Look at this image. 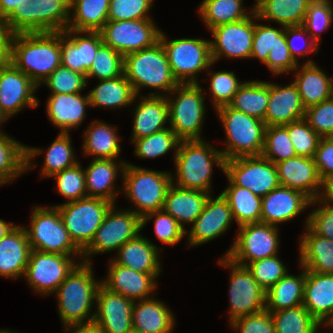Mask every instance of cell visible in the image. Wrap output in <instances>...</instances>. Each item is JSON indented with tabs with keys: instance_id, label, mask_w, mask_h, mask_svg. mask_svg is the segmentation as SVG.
<instances>
[{
	"instance_id": "3",
	"label": "cell",
	"mask_w": 333,
	"mask_h": 333,
	"mask_svg": "<svg viewBox=\"0 0 333 333\" xmlns=\"http://www.w3.org/2000/svg\"><path fill=\"white\" fill-rule=\"evenodd\" d=\"M224 162L222 152L204 139L180 141L172 183L181 188L211 193L213 166L215 164L224 170Z\"/></svg>"
},
{
	"instance_id": "70",
	"label": "cell",
	"mask_w": 333,
	"mask_h": 333,
	"mask_svg": "<svg viewBox=\"0 0 333 333\" xmlns=\"http://www.w3.org/2000/svg\"><path fill=\"white\" fill-rule=\"evenodd\" d=\"M15 226L14 222L7 223L0 219V239L5 237Z\"/></svg>"
},
{
	"instance_id": "61",
	"label": "cell",
	"mask_w": 333,
	"mask_h": 333,
	"mask_svg": "<svg viewBox=\"0 0 333 333\" xmlns=\"http://www.w3.org/2000/svg\"><path fill=\"white\" fill-rule=\"evenodd\" d=\"M315 204L320 205L309 213L305 226L307 225L315 234L333 240V205L322 197L312 200L310 206Z\"/></svg>"
},
{
	"instance_id": "65",
	"label": "cell",
	"mask_w": 333,
	"mask_h": 333,
	"mask_svg": "<svg viewBox=\"0 0 333 333\" xmlns=\"http://www.w3.org/2000/svg\"><path fill=\"white\" fill-rule=\"evenodd\" d=\"M313 159L323 182L333 179V137L320 139Z\"/></svg>"
},
{
	"instance_id": "63",
	"label": "cell",
	"mask_w": 333,
	"mask_h": 333,
	"mask_svg": "<svg viewBox=\"0 0 333 333\" xmlns=\"http://www.w3.org/2000/svg\"><path fill=\"white\" fill-rule=\"evenodd\" d=\"M230 327L239 333H276L271 312L266 309L237 318L230 323Z\"/></svg>"
},
{
	"instance_id": "35",
	"label": "cell",
	"mask_w": 333,
	"mask_h": 333,
	"mask_svg": "<svg viewBox=\"0 0 333 333\" xmlns=\"http://www.w3.org/2000/svg\"><path fill=\"white\" fill-rule=\"evenodd\" d=\"M210 193L196 189H185L174 185L168 188L163 210L170 214L184 229L193 224L202 213Z\"/></svg>"
},
{
	"instance_id": "27",
	"label": "cell",
	"mask_w": 333,
	"mask_h": 333,
	"mask_svg": "<svg viewBox=\"0 0 333 333\" xmlns=\"http://www.w3.org/2000/svg\"><path fill=\"white\" fill-rule=\"evenodd\" d=\"M302 305L321 325H333V274L305 269Z\"/></svg>"
},
{
	"instance_id": "14",
	"label": "cell",
	"mask_w": 333,
	"mask_h": 333,
	"mask_svg": "<svg viewBox=\"0 0 333 333\" xmlns=\"http://www.w3.org/2000/svg\"><path fill=\"white\" fill-rule=\"evenodd\" d=\"M218 263L230 270L229 322L266 309V290L253 278L246 266L224 256Z\"/></svg>"
},
{
	"instance_id": "8",
	"label": "cell",
	"mask_w": 333,
	"mask_h": 333,
	"mask_svg": "<svg viewBox=\"0 0 333 333\" xmlns=\"http://www.w3.org/2000/svg\"><path fill=\"white\" fill-rule=\"evenodd\" d=\"M70 0H29L4 20L15 34L63 32L69 22Z\"/></svg>"
},
{
	"instance_id": "67",
	"label": "cell",
	"mask_w": 333,
	"mask_h": 333,
	"mask_svg": "<svg viewBox=\"0 0 333 333\" xmlns=\"http://www.w3.org/2000/svg\"><path fill=\"white\" fill-rule=\"evenodd\" d=\"M64 328L65 333H103L94 322L88 324H73L64 326Z\"/></svg>"
},
{
	"instance_id": "6",
	"label": "cell",
	"mask_w": 333,
	"mask_h": 333,
	"mask_svg": "<svg viewBox=\"0 0 333 333\" xmlns=\"http://www.w3.org/2000/svg\"><path fill=\"white\" fill-rule=\"evenodd\" d=\"M172 173L149 170L126 163L123 172V193L134 204L132 210L141 218L147 213L163 209Z\"/></svg>"
},
{
	"instance_id": "48",
	"label": "cell",
	"mask_w": 333,
	"mask_h": 333,
	"mask_svg": "<svg viewBox=\"0 0 333 333\" xmlns=\"http://www.w3.org/2000/svg\"><path fill=\"white\" fill-rule=\"evenodd\" d=\"M180 139L176 136L173 130L168 127L152 135L134 139L132 143L135 145V151L137 158L141 159H153L167 154L169 151L174 150V161Z\"/></svg>"
},
{
	"instance_id": "10",
	"label": "cell",
	"mask_w": 333,
	"mask_h": 333,
	"mask_svg": "<svg viewBox=\"0 0 333 333\" xmlns=\"http://www.w3.org/2000/svg\"><path fill=\"white\" fill-rule=\"evenodd\" d=\"M161 31L162 43L170 64L171 72L179 84L199 83L197 74L212 67L210 40L180 38L168 40Z\"/></svg>"
},
{
	"instance_id": "18",
	"label": "cell",
	"mask_w": 333,
	"mask_h": 333,
	"mask_svg": "<svg viewBox=\"0 0 333 333\" xmlns=\"http://www.w3.org/2000/svg\"><path fill=\"white\" fill-rule=\"evenodd\" d=\"M254 30L255 11L243 20L212 28L210 31L213 40H210V48L213 63L215 64L222 57L227 59L250 58Z\"/></svg>"
},
{
	"instance_id": "28",
	"label": "cell",
	"mask_w": 333,
	"mask_h": 333,
	"mask_svg": "<svg viewBox=\"0 0 333 333\" xmlns=\"http://www.w3.org/2000/svg\"><path fill=\"white\" fill-rule=\"evenodd\" d=\"M41 148L23 145L18 140L0 132V186L12 183L21 174L35 168L33 158L42 154ZM33 163H32V162Z\"/></svg>"
},
{
	"instance_id": "71",
	"label": "cell",
	"mask_w": 333,
	"mask_h": 333,
	"mask_svg": "<svg viewBox=\"0 0 333 333\" xmlns=\"http://www.w3.org/2000/svg\"><path fill=\"white\" fill-rule=\"evenodd\" d=\"M9 118L5 115V113L0 108V126L5 123ZM0 132H3L0 128Z\"/></svg>"
},
{
	"instance_id": "43",
	"label": "cell",
	"mask_w": 333,
	"mask_h": 333,
	"mask_svg": "<svg viewBox=\"0 0 333 333\" xmlns=\"http://www.w3.org/2000/svg\"><path fill=\"white\" fill-rule=\"evenodd\" d=\"M228 184L221 194L228 201L238 227L249 223H259L262 198L247 188L233 184L229 179Z\"/></svg>"
},
{
	"instance_id": "47",
	"label": "cell",
	"mask_w": 333,
	"mask_h": 333,
	"mask_svg": "<svg viewBox=\"0 0 333 333\" xmlns=\"http://www.w3.org/2000/svg\"><path fill=\"white\" fill-rule=\"evenodd\" d=\"M276 333H315L322 326L303 306L271 312Z\"/></svg>"
},
{
	"instance_id": "62",
	"label": "cell",
	"mask_w": 333,
	"mask_h": 333,
	"mask_svg": "<svg viewBox=\"0 0 333 333\" xmlns=\"http://www.w3.org/2000/svg\"><path fill=\"white\" fill-rule=\"evenodd\" d=\"M308 35L307 39L306 36ZM304 37V38H303ZM285 38L287 41V46L293 57V59L299 63L298 57H306L308 53H318L319 45L315 40L309 35L306 29L302 26H286L285 27ZM305 45H300V40ZM296 41V42H295ZM307 41V42H306ZM309 41V42H308ZM299 45H298V43ZM298 55V57H297Z\"/></svg>"
},
{
	"instance_id": "22",
	"label": "cell",
	"mask_w": 333,
	"mask_h": 333,
	"mask_svg": "<svg viewBox=\"0 0 333 333\" xmlns=\"http://www.w3.org/2000/svg\"><path fill=\"white\" fill-rule=\"evenodd\" d=\"M102 44L100 31L66 29L61 32V65L87 75Z\"/></svg>"
},
{
	"instance_id": "66",
	"label": "cell",
	"mask_w": 333,
	"mask_h": 333,
	"mask_svg": "<svg viewBox=\"0 0 333 333\" xmlns=\"http://www.w3.org/2000/svg\"><path fill=\"white\" fill-rule=\"evenodd\" d=\"M15 33L0 19V69L12 65L13 41Z\"/></svg>"
},
{
	"instance_id": "69",
	"label": "cell",
	"mask_w": 333,
	"mask_h": 333,
	"mask_svg": "<svg viewBox=\"0 0 333 333\" xmlns=\"http://www.w3.org/2000/svg\"><path fill=\"white\" fill-rule=\"evenodd\" d=\"M326 202L333 205V179L324 182L323 193L321 196Z\"/></svg>"
},
{
	"instance_id": "31",
	"label": "cell",
	"mask_w": 333,
	"mask_h": 333,
	"mask_svg": "<svg viewBox=\"0 0 333 333\" xmlns=\"http://www.w3.org/2000/svg\"><path fill=\"white\" fill-rule=\"evenodd\" d=\"M30 252L25 227L16 225L0 239V276L15 280L24 277Z\"/></svg>"
},
{
	"instance_id": "34",
	"label": "cell",
	"mask_w": 333,
	"mask_h": 333,
	"mask_svg": "<svg viewBox=\"0 0 333 333\" xmlns=\"http://www.w3.org/2000/svg\"><path fill=\"white\" fill-rule=\"evenodd\" d=\"M140 101L134 107L132 141L164 130L169 122L167 98L160 95H140Z\"/></svg>"
},
{
	"instance_id": "41",
	"label": "cell",
	"mask_w": 333,
	"mask_h": 333,
	"mask_svg": "<svg viewBox=\"0 0 333 333\" xmlns=\"http://www.w3.org/2000/svg\"><path fill=\"white\" fill-rule=\"evenodd\" d=\"M301 273H287L266 291V310L276 312L300 306L304 299L305 268L299 265Z\"/></svg>"
},
{
	"instance_id": "55",
	"label": "cell",
	"mask_w": 333,
	"mask_h": 333,
	"mask_svg": "<svg viewBox=\"0 0 333 333\" xmlns=\"http://www.w3.org/2000/svg\"><path fill=\"white\" fill-rule=\"evenodd\" d=\"M149 219H155L154 232L157 239L163 244L174 246L183 239V236H186V229L163 209L147 213L143 216L142 229L148 223Z\"/></svg>"
},
{
	"instance_id": "36",
	"label": "cell",
	"mask_w": 333,
	"mask_h": 333,
	"mask_svg": "<svg viewBox=\"0 0 333 333\" xmlns=\"http://www.w3.org/2000/svg\"><path fill=\"white\" fill-rule=\"evenodd\" d=\"M173 312L154 297L137 300L133 304V330L142 333H172L175 326Z\"/></svg>"
},
{
	"instance_id": "4",
	"label": "cell",
	"mask_w": 333,
	"mask_h": 333,
	"mask_svg": "<svg viewBox=\"0 0 333 333\" xmlns=\"http://www.w3.org/2000/svg\"><path fill=\"white\" fill-rule=\"evenodd\" d=\"M124 74L138 96L144 87L160 91V94L151 92L149 95L165 96L179 85L172 75L166 51L160 41L150 48L126 54Z\"/></svg>"
},
{
	"instance_id": "1",
	"label": "cell",
	"mask_w": 333,
	"mask_h": 333,
	"mask_svg": "<svg viewBox=\"0 0 333 333\" xmlns=\"http://www.w3.org/2000/svg\"><path fill=\"white\" fill-rule=\"evenodd\" d=\"M12 64L40 87L61 65V32L15 34Z\"/></svg>"
},
{
	"instance_id": "40",
	"label": "cell",
	"mask_w": 333,
	"mask_h": 333,
	"mask_svg": "<svg viewBox=\"0 0 333 333\" xmlns=\"http://www.w3.org/2000/svg\"><path fill=\"white\" fill-rule=\"evenodd\" d=\"M82 149L93 159H116L121 152L120 136L117 127L103 121H92L85 130Z\"/></svg>"
},
{
	"instance_id": "5",
	"label": "cell",
	"mask_w": 333,
	"mask_h": 333,
	"mask_svg": "<svg viewBox=\"0 0 333 333\" xmlns=\"http://www.w3.org/2000/svg\"><path fill=\"white\" fill-rule=\"evenodd\" d=\"M218 113L225 133L223 158L259 157L264 147L266 124L263 120L251 117L228 105L214 110Z\"/></svg>"
},
{
	"instance_id": "37",
	"label": "cell",
	"mask_w": 333,
	"mask_h": 333,
	"mask_svg": "<svg viewBox=\"0 0 333 333\" xmlns=\"http://www.w3.org/2000/svg\"><path fill=\"white\" fill-rule=\"evenodd\" d=\"M299 237V264L308 271L333 274V240L315 234L307 225Z\"/></svg>"
},
{
	"instance_id": "16",
	"label": "cell",
	"mask_w": 333,
	"mask_h": 333,
	"mask_svg": "<svg viewBox=\"0 0 333 333\" xmlns=\"http://www.w3.org/2000/svg\"><path fill=\"white\" fill-rule=\"evenodd\" d=\"M103 43L125 56L159 42L161 30L153 19L108 20L100 30Z\"/></svg>"
},
{
	"instance_id": "23",
	"label": "cell",
	"mask_w": 333,
	"mask_h": 333,
	"mask_svg": "<svg viewBox=\"0 0 333 333\" xmlns=\"http://www.w3.org/2000/svg\"><path fill=\"white\" fill-rule=\"evenodd\" d=\"M275 165L280 186L298 190L311 200L322 196L324 182L313 158L295 156Z\"/></svg>"
},
{
	"instance_id": "25",
	"label": "cell",
	"mask_w": 333,
	"mask_h": 333,
	"mask_svg": "<svg viewBox=\"0 0 333 333\" xmlns=\"http://www.w3.org/2000/svg\"><path fill=\"white\" fill-rule=\"evenodd\" d=\"M311 201L298 190L278 186L262 197L260 222L278 227V224L294 219L310 207Z\"/></svg>"
},
{
	"instance_id": "45",
	"label": "cell",
	"mask_w": 333,
	"mask_h": 333,
	"mask_svg": "<svg viewBox=\"0 0 333 333\" xmlns=\"http://www.w3.org/2000/svg\"><path fill=\"white\" fill-rule=\"evenodd\" d=\"M199 16L208 29L249 17L250 12L243 8V0H203L199 5Z\"/></svg>"
},
{
	"instance_id": "46",
	"label": "cell",
	"mask_w": 333,
	"mask_h": 333,
	"mask_svg": "<svg viewBox=\"0 0 333 333\" xmlns=\"http://www.w3.org/2000/svg\"><path fill=\"white\" fill-rule=\"evenodd\" d=\"M54 142L45 150L44 162L42 163L41 178L51 177L70 168L78 163L75 159L69 133H58Z\"/></svg>"
},
{
	"instance_id": "59",
	"label": "cell",
	"mask_w": 333,
	"mask_h": 333,
	"mask_svg": "<svg viewBox=\"0 0 333 333\" xmlns=\"http://www.w3.org/2000/svg\"><path fill=\"white\" fill-rule=\"evenodd\" d=\"M154 0H110L108 20H140L151 19L149 11Z\"/></svg>"
},
{
	"instance_id": "52",
	"label": "cell",
	"mask_w": 333,
	"mask_h": 333,
	"mask_svg": "<svg viewBox=\"0 0 333 333\" xmlns=\"http://www.w3.org/2000/svg\"><path fill=\"white\" fill-rule=\"evenodd\" d=\"M208 75L210 79L209 94L215 110L219 107L228 105L234 95L244 82H239L234 72L230 71H210Z\"/></svg>"
},
{
	"instance_id": "9",
	"label": "cell",
	"mask_w": 333,
	"mask_h": 333,
	"mask_svg": "<svg viewBox=\"0 0 333 333\" xmlns=\"http://www.w3.org/2000/svg\"><path fill=\"white\" fill-rule=\"evenodd\" d=\"M31 249L45 253L82 256L65 228L55 206H35L29 228H25Z\"/></svg>"
},
{
	"instance_id": "21",
	"label": "cell",
	"mask_w": 333,
	"mask_h": 333,
	"mask_svg": "<svg viewBox=\"0 0 333 333\" xmlns=\"http://www.w3.org/2000/svg\"><path fill=\"white\" fill-rule=\"evenodd\" d=\"M38 86L13 64L0 69V108L10 118L22 109L36 108Z\"/></svg>"
},
{
	"instance_id": "13",
	"label": "cell",
	"mask_w": 333,
	"mask_h": 333,
	"mask_svg": "<svg viewBox=\"0 0 333 333\" xmlns=\"http://www.w3.org/2000/svg\"><path fill=\"white\" fill-rule=\"evenodd\" d=\"M238 229L236 239L224 255L234 263L246 266L278 254L280 238L277 226L259 222L244 224Z\"/></svg>"
},
{
	"instance_id": "12",
	"label": "cell",
	"mask_w": 333,
	"mask_h": 333,
	"mask_svg": "<svg viewBox=\"0 0 333 333\" xmlns=\"http://www.w3.org/2000/svg\"><path fill=\"white\" fill-rule=\"evenodd\" d=\"M115 206L113 204L107 211L94 239L82 252V262L92 263L91 257L94 254L117 251L140 234L142 218L130 209L117 210Z\"/></svg>"
},
{
	"instance_id": "29",
	"label": "cell",
	"mask_w": 333,
	"mask_h": 333,
	"mask_svg": "<svg viewBox=\"0 0 333 333\" xmlns=\"http://www.w3.org/2000/svg\"><path fill=\"white\" fill-rule=\"evenodd\" d=\"M121 159H92L89 165L84 169L86 192L88 197L102 198L116 205L117 194L115 181L119 174L123 176L126 166Z\"/></svg>"
},
{
	"instance_id": "68",
	"label": "cell",
	"mask_w": 333,
	"mask_h": 333,
	"mask_svg": "<svg viewBox=\"0 0 333 333\" xmlns=\"http://www.w3.org/2000/svg\"><path fill=\"white\" fill-rule=\"evenodd\" d=\"M29 0H0V19H6L14 9Z\"/></svg>"
},
{
	"instance_id": "30",
	"label": "cell",
	"mask_w": 333,
	"mask_h": 333,
	"mask_svg": "<svg viewBox=\"0 0 333 333\" xmlns=\"http://www.w3.org/2000/svg\"><path fill=\"white\" fill-rule=\"evenodd\" d=\"M90 108L88 93L81 95L51 94L47 100V115L53 125L62 133H69L73 128H79L86 118V107Z\"/></svg>"
},
{
	"instance_id": "2",
	"label": "cell",
	"mask_w": 333,
	"mask_h": 333,
	"mask_svg": "<svg viewBox=\"0 0 333 333\" xmlns=\"http://www.w3.org/2000/svg\"><path fill=\"white\" fill-rule=\"evenodd\" d=\"M92 263L80 262L53 293L64 326L94 321L96 295L101 281L94 279Z\"/></svg>"
},
{
	"instance_id": "49",
	"label": "cell",
	"mask_w": 333,
	"mask_h": 333,
	"mask_svg": "<svg viewBox=\"0 0 333 333\" xmlns=\"http://www.w3.org/2000/svg\"><path fill=\"white\" fill-rule=\"evenodd\" d=\"M124 74V56L106 44H102L87 72V82L91 77L99 80L114 79Z\"/></svg>"
},
{
	"instance_id": "60",
	"label": "cell",
	"mask_w": 333,
	"mask_h": 333,
	"mask_svg": "<svg viewBox=\"0 0 333 333\" xmlns=\"http://www.w3.org/2000/svg\"><path fill=\"white\" fill-rule=\"evenodd\" d=\"M304 119L321 137H333V97L305 110Z\"/></svg>"
},
{
	"instance_id": "64",
	"label": "cell",
	"mask_w": 333,
	"mask_h": 333,
	"mask_svg": "<svg viewBox=\"0 0 333 333\" xmlns=\"http://www.w3.org/2000/svg\"><path fill=\"white\" fill-rule=\"evenodd\" d=\"M270 72L274 75L293 72V70L300 64L296 62L287 45L275 46L270 49L267 61L264 63Z\"/></svg>"
},
{
	"instance_id": "33",
	"label": "cell",
	"mask_w": 333,
	"mask_h": 333,
	"mask_svg": "<svg viewBox=\"0 0 333 333\" xmlns=\"http://www.w3.org/2000/svg\"><path fill=\"white\" fill-rule=\"evenodd\" d=\"M158 246L138 234L120 247L112 260L119 265L133 269L144 274H160L162 271L160 251Z\"/></svg>"
},
{
	"instance_id": "42",
	"label": "cell",
	"mask_w": 333,
	"mask_h": 333,
	"mask_svg": "<svg viewBox=\"0 0 333 333\" xmlns=\"http://www.w3.org/2000/svg\"><path fill=\"white\" fill-rule=\"evenodd\" d=\"M109 5L110 0H70L67 29L100 31L108 21Z\"/></svg>"
},
{
	"instance_id": "50",
	"label": "cell",
	"mask_w": 333,
	"mask_h": 333,
	"mask_svg": "<svg viewBox=\"0 0 333 333\" xmlns=\"http://www.w3.org/2000/svg\"><path fill=\"white\" fill-rule=\"evenodd\" d=\"M262 157L274 164L297 156L288 130L283 126H266Z\"/></svg>"
},
{
	"instance_id": "73",
	"label": "cell",
	"mask_w": 333,
	"mask_h": 333,
	"mask_svg": "<svg viewBox=\"0 0 333 333\" xmlns=\"http://www.w3.org/2000/svg\"><path fill=\"white\" fill-rule=\"evenodd\" d=\"M130 333H142V332H138V331L132 330Z\"/></svg>"
},
{
	"instance_id": "19",
	"label": "cell",
	"mask_w": 333,
	"mask_h": 333,
	"mask_svg": "<svg viewBox=\"0 0 333 333\" xmlns=\"http://www.w3.org/2000/svg\"><path fill=\"white\" fill-rule=\"evenodd\" d=\"M134 300L106 289L102 284L96 295L94 323L103 333H130L133 330Z\"/></svg>"
},
{
	"instance_id": "72",
	"label": "cell",
	"mask_w": 333,
	"mask_h": 333,
	"mask_svg": "<svg viewBox=\"0 0 333 333\" xmlns=\"http://www.w3.org/2000/svg\"><path fill=\"white\" fill-rule=\"evenodd\" d=\"M0 333H18V332H15V331H10L9 329H0Z\"/></svg>"
},
{
	"instance_id": "39",
	"label": "cell",
	"mask_w": 333,
	"mask_h": 333,
	"mask_svg": "<svg viewBox=\"0 0 333 333\" xmlns=\"http://www.w3.org/2000/svg\"><path fill=\"white\" fill-rule=\"evenodd\" d=\"M98 81L99 84L88 93L92 108H123L132 105L139 98L125 74Z\"/></svg>"
},
{
	"instance_id": "15",
	"label": "cell",
	"mask_w": 333,
	"mask_h": 333,
	"mask_svg": "<svg viewBox=\"0 0 333 333\" xmlns=\"http://www.w3.org/2000/svg\"><path fill=\"white\" fill-rule=\"evenodd\" d=\"M74 257L82 260V256L45 253L31 249L24 279L38 294H53L79 264Z\"/></svg>"
},
{
	"instance_id": "57",
	"label": "cell",
	"mask_w": 333,
	"mask_h": 333,
	"mask_svg": "<svg viewBox=\"0 0 333 333\" xmlns=\"http://www.w3.org/2000/svg\"><path fill=\"white\" fill-rule=\"evenodd\" d=\"M287 130L297 156L313 158L321 137L303 118L283 125Z\"/></svg>"
},
{
	"instance_id": "51",
	"label": "cell",
	"mask_w": 333,
	"mask_h": 333,
	"mask_svg": "<svg viewBox=\"0 0 333 333\" xmlns=\"http://www.w3.org/2000/svg\"><path fill=\"white\" fill-rule=\"evenodd\" d=\"M259 20L255 12V30L250 58L259 59L263 64L267 61L270 49L275 46L287 45L285 26L274 28L266 24L256 23Z\"/></svg>"
},
{
	"instance_id": "56",
	"label": "cell",
	"mask_w": 333,
	"mask_h": 333,
	"mask_svg": "<svg viewBox=\"0 0 333 333\" xmlns=\"http://www.w3.org/2000/svg\"><path fill=\"white\" fill-rule=\"evenodd\" d=\"M333 22L332 0H313L308 7L302 26L309 35L319 44L323 31L331 27ZM321 32V34H320Z\"/></svg>"
},
{
	"instance_id": "32",
	"label": "cell",
	"mask_w": 333,
	"mask_h": 333,
	"mask_svg": "<svg viewBox=\"0 0 333 333\" xmlns=\"http://www.w3.org/2000/svg\"><path fill=\"white\" fill-rule=\"evenodd\" d=\"M304 62L302 67L298 65L293 70L295 73L293 82L306 109L333 97V78L328 77L313 60Z\"/></svg>"
},
{
	"instance_id": "24",
	"label": "cell",
	"mask_w": 333,
	"mask_h": 333,
	"mask_svg": "<svg viewBox=\"0 0 333 333\" xmlns=\"http://www.w3.org/2000/svg\"><path fill=\"white\" fill-rule=\"evenodd\" d=\"M108 275L101 284L108 290L131 300H144L153 297L156 280L160 274H144L128 267L109 262ZM152 294V296H151Z\"/></svg>"
},
{
	"instance_id": "26",
	"label": "cell",
	"mask_w": 333,
	"mask_h": 333,
	"mask_svg": "<svg viewBox=\"0 0 333 333\" xmlns=\"http://www.w3.org/2000/svg\"><path fill=\"white\" fill-rule=\"evenodd\" d=\"M305 110L294 82L284 86L269 82V102L264 120L266 126L286 125L301 120Z\"/></svg>"
},
{
	"instance_id": "54",
	"label": "cell",
	"mask_w": 333,
	"mask_h": 333,
	"mask_svg": "<svg viewBox=\"0 0 333 333\" xmlns=\"http://www.w3.org/2000/svg\"><path fill=\"white\" fill-rule=\"evenodd\" d=\"M87 83L86 75L60 65L41 85H46L51 94H73L86 89Z\"/></svg>"
},
{
	"instance_id": "17",
	"label": "cell",
	"mask_w": 333,
	"mask_h": 333,
	"mask_svg": "<svg viewBox=\"0 0 333 333\" xmlns=\"http://www.w3.org/2000/svg\"><path fill=\"white\" fill-rule=\"evenodd\" d=\"M223 173L233 184L261 198L280 186L276 165L262 156L225 160Z\"/></svg>"
},
{
	"instance_id": "11",
	"label": "cell",
	"mask_w": 333,
	"mask_h": 333,
	"mask_svg": "<svg viewBox=\"0 0 333 333\" xmlns=\"http://www.w3.org/2000/svg\"><path fill=\"white\" fill-rule=\"evenodd\" d=\"M112 205L108 200L87 196L55 207L58 208L73 243L83 252L94 239Z\"/></svg>"
},
{
	"instance_id": "7",
	"label": "cell",
	"mask_w": 333,
	"mask_h": 333,
	"mask_svg": "<svg viewBox=\"0 0 333 333\" xmlns=\"http://www.w3.org/2000/svg\"><path fill=\"white\" fill-rule=\"evenodd\" d=\"M203 90L199 83H186L179 84L169 96L166 95L169 127L181 141L203 140L201 132L206 114Z\"/></svg>"
},
{
	"instance_id": "20",
	"label": "cell",
	"mask_w": 333,
	"mask_h": 333,
	"mask_svg": "<svg viewBox=\"0 0 333 333\" xmlns=\"http://www.w3.org/2000/svg\"><path fill=\"white\" fill-rule=\"evenodd\" d=\"M234 220L228 201L218 195L215 199L210 195L202 213L186 230L188 247L199 246L223 235Z\"/></svg>"
},
{
	"instance_id": "53",
	"label": "cell",
	"mask_w": 333,
	"mask_h": 333,
	"mask_svg": "<svg viewBox=\"0 0 333 333\" xmlns=\"http://www.w3.org/2000/svg\"><path fill=\"white\" fill-rule=\"evenodd\" d=\"M52 177L56 179V190L68 199L67 202L87 197L85 171L80 162Z\"/></svg>"
},
{
	"instance_id": "44",
	"label": "cell",
	"mask_w": 333,
	"mask_h": 333,
	"mask_svg": "<svg viewBox=\"0 0 333 333\" xmlns=\"http://www.w3.org/2000/svg\"><path fill=\"white\" fill-rule=\"evenodd\" d=\"M269 102V82L244 81L228 106L257 119L265 120Z\"/></svg>"
},
{
	"instance_id": "38",
	"label": "cell",
	"mask_w": 333,
	"mask_h": 333,
	"mask_svg": "<svg viewBox=\"0 0 333 333\" xmlns=\"http://www.w3.org/2000/svg\"><path fill=\"white\" fill-rule=\"evenodd\" d=\"M313 0H256L253 10L259 21H273L282 26L303 24Z\"/></svg>"
},
{
	"instance_id": "58",
	"label": "cell",
	"mask_w": 333,
	"mask_h": 333,
	"mask_svg": "<svg viewBox=\"0 0 333 333\" xmlns=\"http://www.w3.org/2000/svg\"><path fill=\"white\" fill-rule=\"evenodd\" d=\"M246 267L266 291L288 273L286 265L278 258V254L251 262Z\"/></svg>"
},
{
	"instance_id": "74",
	"label": "cell",
	"mask_w": 333,
	"mask_h": 333,
	"mask_svg": "<svg viewBox=\"0 0 333 333\" xmlns=\"http://www.w3.org/2000/svg\"><path fill=\"white\" fill-rule=\"evenodd\" d=\"M327 327L330 326V328H333V325H326ZM315 333H318V331L316 330Z\"/></svg>"
}]
</instances>
